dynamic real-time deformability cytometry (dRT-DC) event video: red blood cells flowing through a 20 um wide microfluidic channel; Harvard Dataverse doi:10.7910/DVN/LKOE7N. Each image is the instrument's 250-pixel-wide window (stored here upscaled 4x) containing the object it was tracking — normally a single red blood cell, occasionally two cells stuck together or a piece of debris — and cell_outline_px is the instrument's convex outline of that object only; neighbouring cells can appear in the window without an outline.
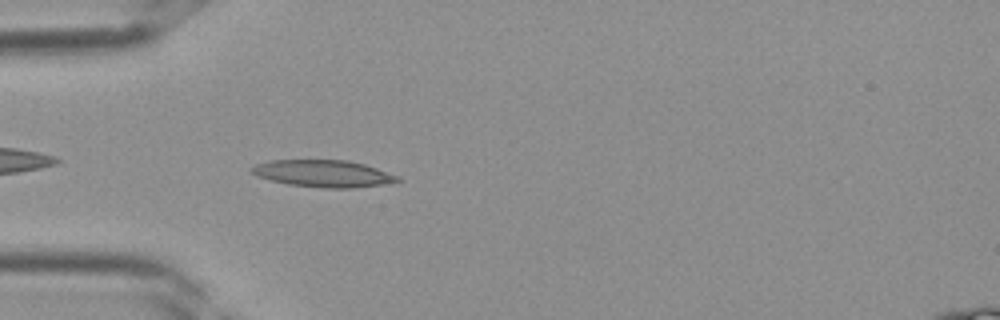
{"species": "Egyptian fruit bat (a non-hibernating species)", "species_latin": "Rousettus aegyptiacus", "temperature_condition": "room temperature", "stored_images_in_passage": 29, "camera_frame_rate_fps": 3000, "um_per_image_px": 0.085, "frame": {"image": 1, "passage_image": 2, "time_ms": 0.333, "image_size_px": [1000, 320], "cell_outline_px": [[404, 180], [380, 184], [352, 188], [324, 188], [288, 184], [256, 176], [248, 168], [256, 164], [272, 160], [348, 160], [364, 164], [400, 176]], "centroid_in_image_um": [27.48, 14.74], "position_along_channel_um": 57.5, "area_um2": 22.89}}
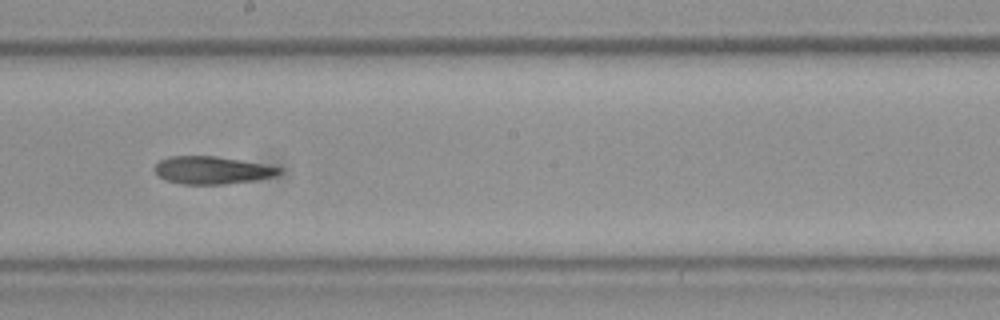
{"frame": {"image": 2, "passage_image": 12, "time_ms": 3.667, "image_size_px": [1000, 320], "cell_outline_px": [[280, 172], [276, 176], [252, 180], [224, 184], [184, 184], [168, 180], [160, 176], [152, 168], [160, 160], [168, 156], [216, 156], [240, 160], [280, 168]], "centroid_in_image_um": [17.97, 14.46], "position_along_channel_um": 230.2, "area_um2": 19.65}}
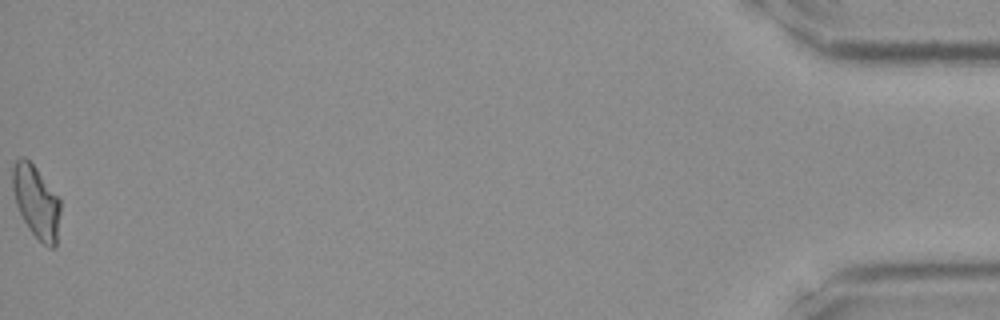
{"frame": {"image": 3, "passage_image": 29, "time_ms": 9.333, "image_size_px": [1000, 320], "cell_outline_px": [[60, 212], [56, 248], [48, 248], [28, 228], [16, 204], [12, 188], [12, 168], [16, 160], [20, 156], [24, 156], [36, 168], [60, 200]], "centroid_in_image_um": [3.07, 17.16], "position_along_channel_um": 432.1, "area_um2": 20.0}}